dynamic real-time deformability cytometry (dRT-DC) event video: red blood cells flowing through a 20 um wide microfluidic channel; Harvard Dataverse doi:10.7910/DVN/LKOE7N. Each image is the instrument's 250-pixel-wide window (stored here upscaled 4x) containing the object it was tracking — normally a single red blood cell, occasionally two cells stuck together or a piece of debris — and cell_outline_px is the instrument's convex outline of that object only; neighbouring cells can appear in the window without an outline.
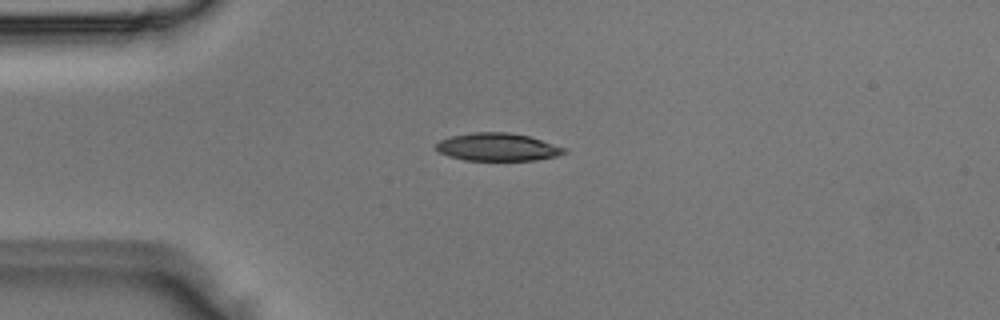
{"species": "Egyptian fruit bat (a non-hibernating species)", "species_latin": "Rousettus aegyptiacus", "temperature_condition": "room temperature", "stored_images_in_passage": 6, "camera_frame_rate_fps": 3000, "um_per_image_px": 0.085, "animal": {"sex": "male"}, "frame": {"image": 1, "passage_image": 2, "time_ms": 0.333, "image_size_px": [1000, 320], "cell_outline_px": [[568, 148], [564, 152], [556, 156], [536, 160], [464, 160], [448, 156], [440, 152], [436, 148], [436, 144], [440, 140], [452, 136], [476, 132], [508, 132], [528, 136]], "centroid_in_image_um": [42.3, 12.5], "position_along_channel_um": 42.7, "area_um2": 20.58}}
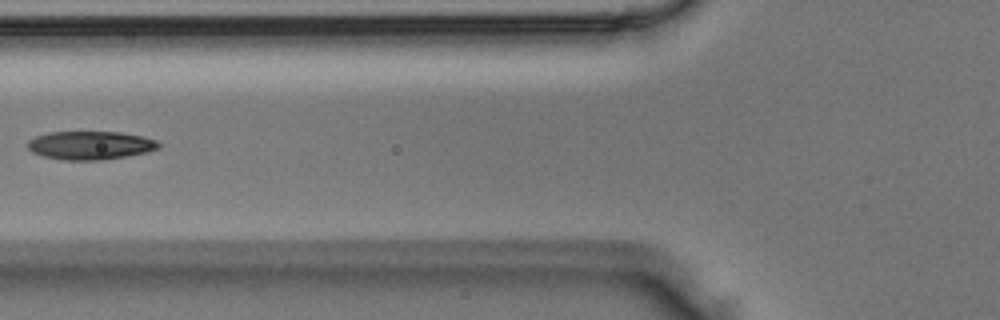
{"frame": {"image": 2, "passage_image": 4, "time_ms": 1.0, "image_size_px": [1000, 320], "cell_outline_px": [[160, 148], [144, 152], [104, 160], [64, 160], [44, 156], [32, 152], [24, 144], [28, 140], [36, 136], [48, 132], [120, 132], [144, 136], [156, 140], [160, 144]], "centroid_in_image_um": [7.64, 12.34], "position_along_channel_um": 118.2, "area_um2": 21.73}}
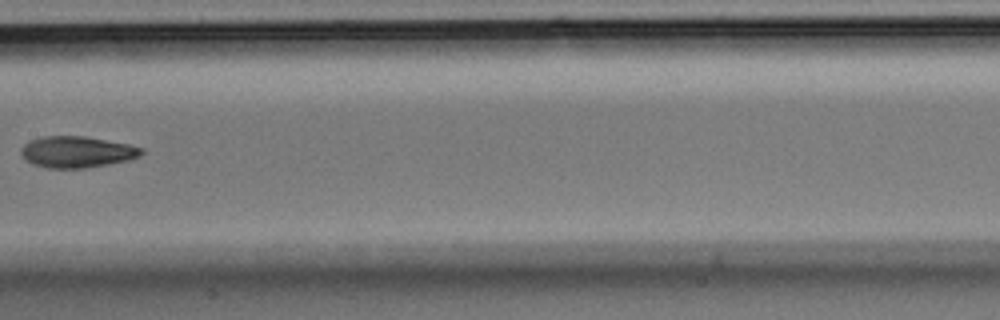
{"frame": {"image": 3, "passage_image": 6, "time_ms": 1.667, "image_size_px": [1000, 320], "cell_outline_px": [[144, 152], [140, 156], [128, 160], [108, 164], [84, 168], [48, 168], [32, 164], [20, 152], [20, 148], [24, 144], [32, 140], [44, 136], [84, 136], [128, 144], [144, 148]], "centroid_in_image_um": [6.55, 12.91], "position_along_channel_um": 200.8, "area_um2": 21.85}}